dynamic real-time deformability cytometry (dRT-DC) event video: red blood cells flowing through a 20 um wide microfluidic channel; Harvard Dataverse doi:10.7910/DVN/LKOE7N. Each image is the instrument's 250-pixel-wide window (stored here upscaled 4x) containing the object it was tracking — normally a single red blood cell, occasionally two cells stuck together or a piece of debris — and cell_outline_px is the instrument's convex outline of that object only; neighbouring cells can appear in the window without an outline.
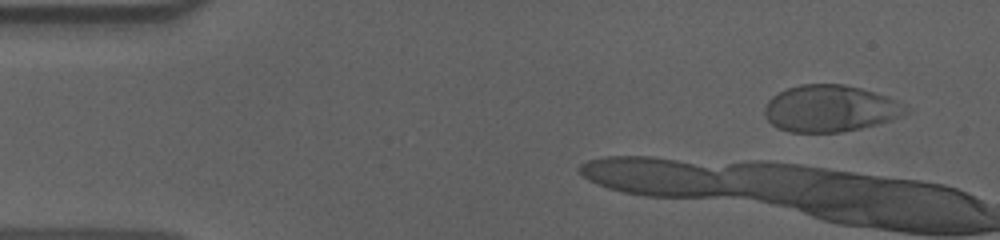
{"species": "human", "species_latin": "Homo sapiens", "temperature_condition": "cold", "stored_images_in_passage": 9, "camera_frame_rate_fps": 3000, "um_per_image_px": 0.085, "donor": {"sex": "male"}, "frame": {"image": 1, "passage_image": 4, "time_ms": 1.0, "image_size_px": [1000, 240], "cell_outline_px": [[912, 108], [904, 116], [892, 120], [860, 128], [840, 132], [792, 132], [776, 128], [764, 116], [764, 108], [768, 100], [772, 96], [788, 88], [800, 84], [844, 84], [860, 88], [888, 96]], "centroid_in_image_um": [70.59, 9.22], "position_along_channel_um": 14.4, "area_um2": 38.67}}